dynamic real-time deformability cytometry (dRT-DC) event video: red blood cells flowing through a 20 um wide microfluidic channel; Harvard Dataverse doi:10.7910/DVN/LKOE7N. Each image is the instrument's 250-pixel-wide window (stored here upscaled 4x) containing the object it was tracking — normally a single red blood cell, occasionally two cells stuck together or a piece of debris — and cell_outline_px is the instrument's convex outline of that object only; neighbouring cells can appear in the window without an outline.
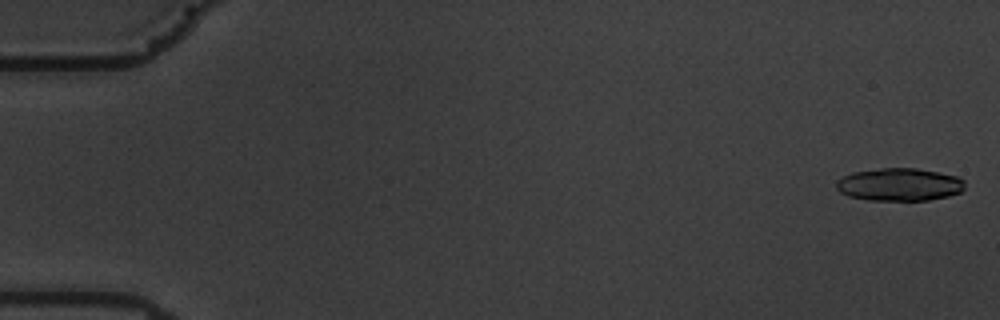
{"species": "common noctule bat (a hibernating species)", "species_latin": "Nyctalus noctula", "temperature_condition": "warm", "stored_images_in_passage": 19, "camera_frame_rate_fps": 3000, "um_per_image_px": 0.085, "animal": {"sex": "male", "body_mass_g": 19.5, "forearm_length_mm": 54.6}, "frame": {"image": 1, "passage_image": 2, "time_ms": 0.333, "image_size_px": [1000, 320], "cell_outline_px": [[964, 188], [960, 192], [948, 196], [928, 200], [868, 200], [848, 196], [840, 192], [836, 188], [836, 180], [852, 172], [880, 168], [916, 168], [956, 176], [964, 180]], "centroid_in_image_um": [76.42, 15.68], "position_along_channel_um": 8.6, "area_um2": 24.51}}
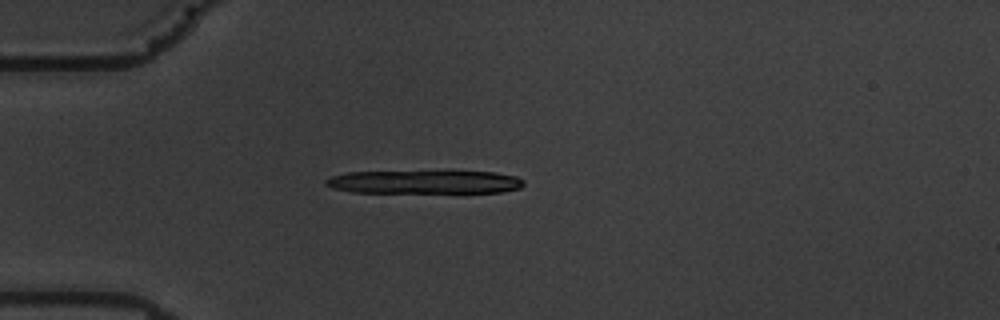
{"frame": {"image": 2, "passage_image": 17, "time_ms": 5.333, "image_size_px": [1000, 320], "cell_outline_px": [[524, 184], [520, 188], [504, 192], [352, 192], [332, 188], [324, 184], [324, 180], [332, 176], [348, 172], [496, 172], [516, 176], [524, 180]], "centroid_in_image_um": [36.09, 15.47], "position_along_channel_um": 48.9, "area_um2": 26.65}}